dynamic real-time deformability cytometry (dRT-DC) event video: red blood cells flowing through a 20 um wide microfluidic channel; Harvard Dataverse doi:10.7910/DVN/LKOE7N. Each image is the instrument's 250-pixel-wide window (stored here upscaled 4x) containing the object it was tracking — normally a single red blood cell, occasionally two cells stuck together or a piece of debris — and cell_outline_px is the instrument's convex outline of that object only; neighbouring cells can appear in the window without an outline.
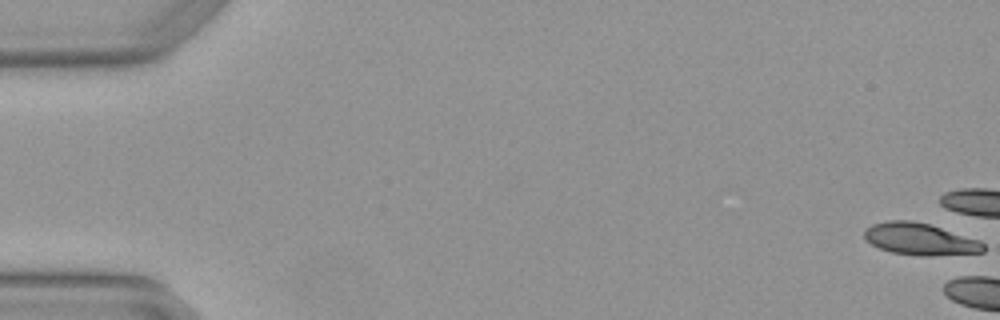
{"species": "Egyptian fruit bat (a non-hibernating species)", "species_latin": "Rousettus aegyptiacus", "temperature_condition": "warm", "stored_images_in_passage": 2, "camera_frame_rate_fps": 3000, "um_per_image_px": 0.085, "animal": {"sex": "female"}, "frame": {"image": 1, "passage_image": 1, "time_ms": 0.0, "image_size_px": [1000, 320], "cell_outline_px": [[984, 252], [932, 256], [920, 256], [892, 252], [880, 248], [864, 240], [864, 228], [872, 224], [888, 220], [912, 220], [928, 224], [980, 240], [984, 244]], "centroid_in_image_um": [78.17, 20.32], "position_along_channel_um": 6.8, "area_um2": 22.2}}